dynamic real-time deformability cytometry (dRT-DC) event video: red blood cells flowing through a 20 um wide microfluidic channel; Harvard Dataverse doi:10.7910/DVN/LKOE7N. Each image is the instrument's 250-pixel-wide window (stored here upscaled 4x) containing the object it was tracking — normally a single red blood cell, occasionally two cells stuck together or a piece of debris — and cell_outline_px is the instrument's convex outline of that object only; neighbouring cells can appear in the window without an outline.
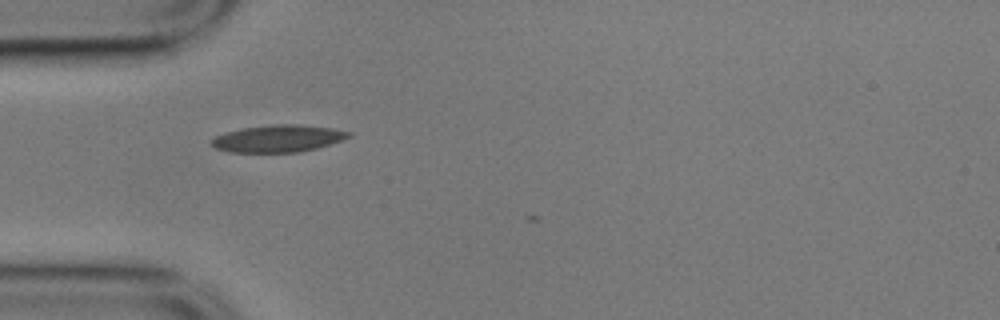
{"species": "common noctule bat (a hibernating species)", "species_latin": "Nyctalus noctula", "temperature_condition": "cold", "stored_images_in_passage": 3, "camera_frame_rate_fps": 3000, "um_per_image_px": 0.085, "animal": {"sex": "male", "body_mass_g": 17.9}, "frame": {"image": 1, "passage_image": 1, "time_ms": 0.0, "image_size_px": [1000, 320], "cell_outline_px": [[352, 136], [316, 148], [300, 152], [228, 152], [216, 148], [208, 140], [216, 136], [228, 132], [244, 128], [272, 124], [296, 124], [332, 128], [352, 132]], "centroid_in_image_um": [23.63, 11.77], "position_along_channel_um": 61.4, "area_um2": 21.5}}